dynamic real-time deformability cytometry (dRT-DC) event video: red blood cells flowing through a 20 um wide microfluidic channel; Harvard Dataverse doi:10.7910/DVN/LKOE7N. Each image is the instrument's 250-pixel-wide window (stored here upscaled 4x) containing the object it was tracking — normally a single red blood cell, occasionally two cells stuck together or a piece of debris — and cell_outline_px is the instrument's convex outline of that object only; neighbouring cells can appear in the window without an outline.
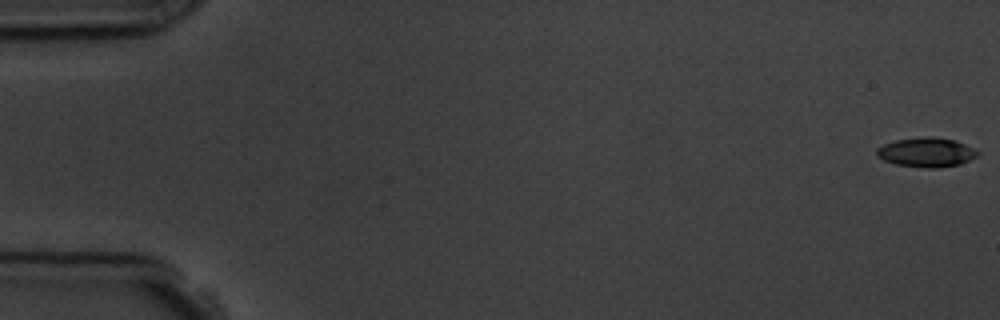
{"species": "common noctule bat (a hibernating species)", "species_latin": "Nyctalus noctula", "temperature_condition": "room temperature", "stored_images_in_passage": 9, "camera_frame_rate_fps": 3000, "um_per_image_px": 0.085, "animal": {"sex": "male", "body_mass_g": 19.5, "forearm_length_mm": 54.6}, "frame": {"image": 1, "passage_image": 1, "time_ms": 0.0, "image_size_px": [1000, 320], "cell_outline_px": [[980, 152], [976, 156], [960, 164], [936, 168], [928, 168], [896, 164], [884, 160], [876, 156], [876, 148], [884, 144], [896, 140], [920, 136], [932, 136], [952, 140], [964, 144]], "centroid_in_image_um": [78.7, 12.94], "position_along_channel_um": 6.3, "area_um2": 17.17}}
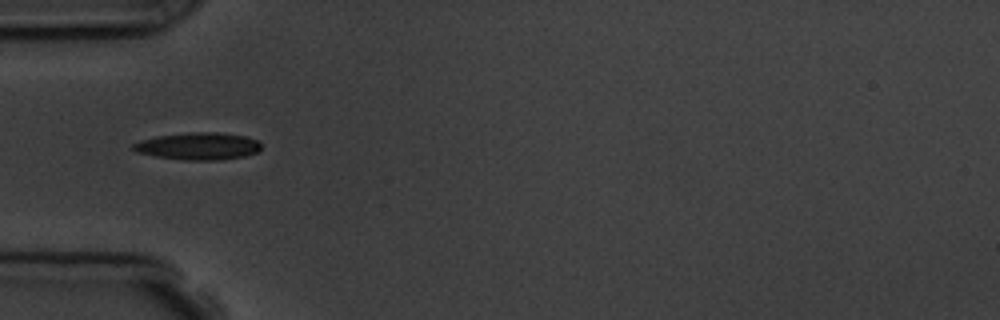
{"frame": {"image": 2, "passage_image": 6, "time_ms": 5.667, "image_size_px": [1000, 320], "cell_outline_px": [[260, 152], [244, 156], [220, 160], [184, 160], [156, 156], [136, 152], [132, 148], [132, 144], [140, 140], [156, 136], [188, 132], [216, 132], [244, 136], [256, 140], [260, 144]], "centroid_in_image_um": [16.83, 12.42], "position_along_channel_um": 68.2, "area_um2": 20.35}}